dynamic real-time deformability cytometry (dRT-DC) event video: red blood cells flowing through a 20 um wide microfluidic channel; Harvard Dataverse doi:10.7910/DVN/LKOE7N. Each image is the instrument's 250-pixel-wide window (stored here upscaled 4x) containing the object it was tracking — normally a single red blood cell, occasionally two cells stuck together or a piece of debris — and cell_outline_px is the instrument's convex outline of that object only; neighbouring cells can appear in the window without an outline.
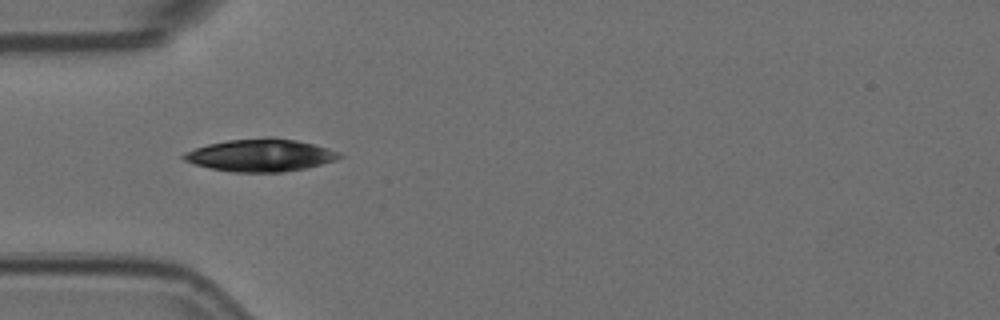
{"species": "Egyptian fruit bat (a non-hibernating species)", "species_latin": "Rousettus aegyptiacus", "temperature_condition": "room temperature", "stored_images_in_passage": 8, "camera_frame_rate_fps": 3000, "um_per_image_px": 0.085, "animal": {"sex": "female"}, "frame": {"image": 1, "passage_image": 4, "time_ms": 1.0, "image_size_px": [1000, 320], "cell_outline_px": [[344, 156], [336, 160], [308, 168], [280, 172], [232, 172], [208, 168], [184, 160], [180, 156], [184, 152], [208, 144], [228, 140], [272, 136], [296, 140], [328, 148], [340, 152]], "centroid_in_image_um": [22.16, 13.19], "position_along_channel_um": 62.8, "area_um2": 29.65}}
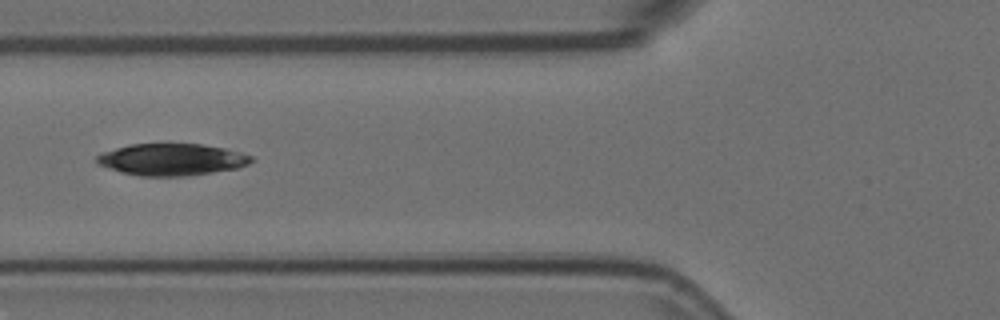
{"frame": {"image": 2, "passage_image": 5, "time_ms": 1.333, "image_size_px": [1000, 320], "cell_outline_px": [[256, 160], [248, 164], [236, 168], [212, 172], [184, 176], [140, 176], [120, 172], [96, 164], [96, 156], [104, 152], [116, 148], [132, 144], [204, 144], [224, 148], [240, 152], [252, 156]], "centroid_in_image_um": [14.6, 13.56], "position_along_channel_um": 111.2, "area_um2": 28.61}}
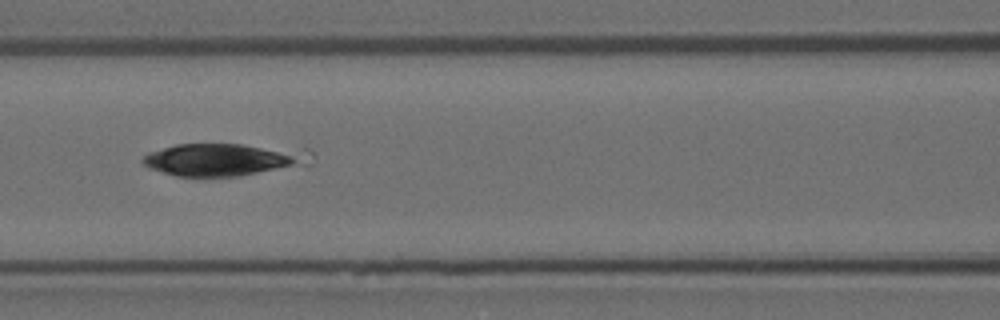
{"frame": {"image": 3, "passage_image": 6, "time_ms": 1.667, "image_size_px": [1000, 320], "cell_outline_px": [[316, 156], [312, 164], [308, 168], [240, 176], [176, 176], [148, 168], [140, 160], [148, 152], [176, 144], [240, 144], [308, 148]], "centroid_in_image_um": [19.28, 13.57], "position_along_channel_um": 147.3, "area_um2": 33.52}}